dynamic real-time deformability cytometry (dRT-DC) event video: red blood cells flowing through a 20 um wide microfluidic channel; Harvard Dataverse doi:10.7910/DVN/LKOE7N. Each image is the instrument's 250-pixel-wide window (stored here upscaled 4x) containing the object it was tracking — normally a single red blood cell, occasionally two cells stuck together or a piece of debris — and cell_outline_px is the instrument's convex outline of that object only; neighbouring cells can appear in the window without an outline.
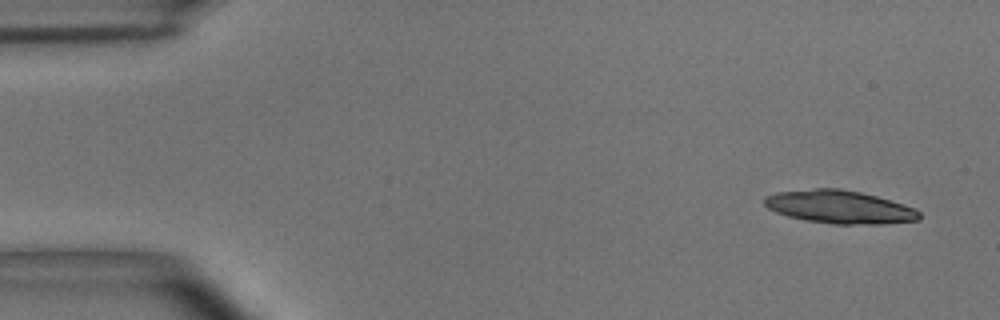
{"species": "common noctule bat (a hibernating species)", "species_latin": "Nyctalus noctula", "temperature_condition": "room temperature", "stored_images_in_passage": 5, "camera_frame_rate_fps": 3000, "um_per_image_px": 0.085, "animal": {"sex": "male", "body_mass_g": 15.6}, "frame": {"image": 1, "passage_image": 1, "time_ms": 0.0, "image_size_px": [1000, 320], "cell_outline_px": [[920, 220], [884, 224], [832, 224], [804, 220], [788, 216], [776, 212], [768, 208], [764, 204], [764, 196], [776, 192], [816, 188], [840, 188], [860, 192], [876, 196], [916, 208], [920, 212]], "centroid_in_image_um": [71.36, 17.59], "position_along_channel_um": 13.6, "area_um2": 30.0}}
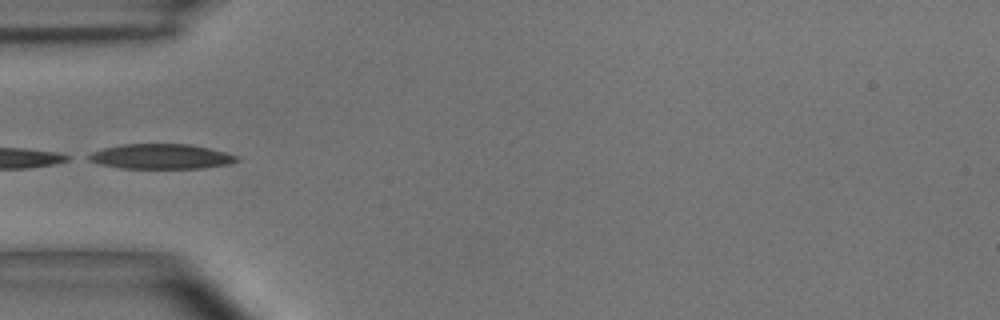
{"frame": {"image": 2, "passage_image": 5, "time_ms": 1.333, "image_size_px": [1000, 320], "cell_outline_px": [[240, 160], [228, 164], [204, 168], [120, 168], [100, 164], [88, 160], [84, 156], [92, 152], [104, 148], [120, 144], [192, 144], [224, 152], [236, 156]], "centroid_in_image_um": [13.64, 13.3], "position_along_channel_um": 71.4, "area_um2": 21.56}}